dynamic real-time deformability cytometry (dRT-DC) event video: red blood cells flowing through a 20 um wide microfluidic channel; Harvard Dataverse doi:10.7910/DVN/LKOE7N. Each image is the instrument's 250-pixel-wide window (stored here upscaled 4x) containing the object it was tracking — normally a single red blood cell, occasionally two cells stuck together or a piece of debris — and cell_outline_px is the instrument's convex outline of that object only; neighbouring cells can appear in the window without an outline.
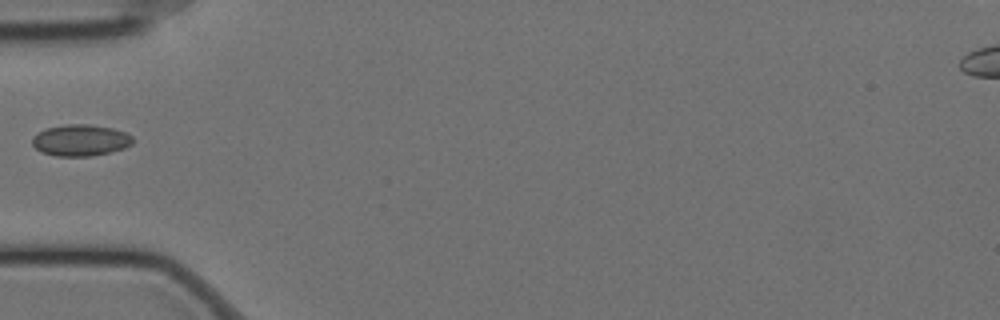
{"species": "Egyptian fruit bat (a non-hibernating species)", "species_latin": "Rousettus aegyptiacus", "temperature_condition": "cold", "stored_images_in_passage": 8, "camera_frame_rate_fps": 3000, "um_per_image_px": 0.085, "animal": {"sex": "female"}, "frame": {"image": 1, "passage_image": 1, "time_ms": 0.0, "image_size_px": [1000, 320], "cell_outline_px": [[136, 140], [132, 144], [124, 148], [92, 156], [56, 156], [40, 152], [32, 144], [32, 136], [48, 128], [64, 124], [88, 124], [112, 128], [124, 132], [132, 136]], "centroid_in_image_um": [6.85, 11.92], "position_along_channel_um": 78.2, "area_um2": 18.44}}